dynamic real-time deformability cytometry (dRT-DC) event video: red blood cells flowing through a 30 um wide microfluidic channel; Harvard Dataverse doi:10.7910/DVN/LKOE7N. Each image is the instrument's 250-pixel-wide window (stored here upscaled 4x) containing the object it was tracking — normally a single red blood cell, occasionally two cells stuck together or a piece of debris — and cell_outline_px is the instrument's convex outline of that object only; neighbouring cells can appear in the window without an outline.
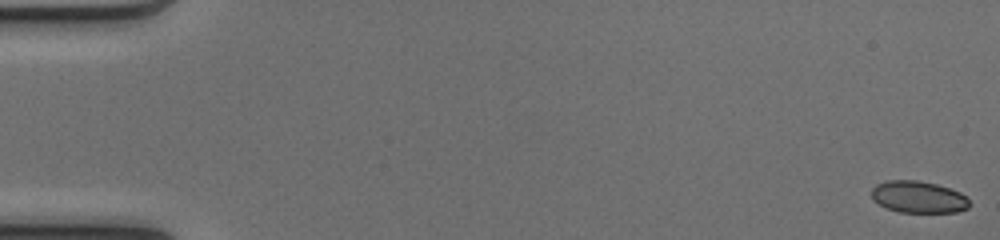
{"species": "common noctule bat (a hibernating species)", "species_latin": "Nyctalus noctula", "temperature_condition": "cold", "stored_images_in_passage": 51, "camera_frame_rate_fps": 3000, "um_per_image_px": 0.085, "animal": {"sex": "female", "body_mass_g": 17.0, "forearm_length_mm": 48.0}, "frame": {"image": 1, "passage_image": 1, "time_ms": 0.0, "image_size_px": [1000, 240], "cell_outline_px": [[968, 208], [956, 212], [900, 212], [888, 208], [872, 200], [872, 188], [876, 184], [888, 180], [916, 180], [936, 184], [960, 192], [968, 200]], "centroid_in_image_um": [78.03, 16.74], "position_along_channel_um": 7.0, "area_um2": 17.98}}
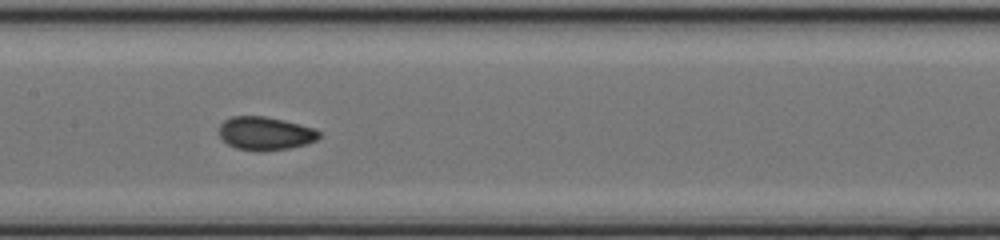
{"frame": {"image": 2, "passage_image": 26, "time_ms": 8.333, "image_size_px": [1000, 240], "cell_outline_px": [[320, 136], [316, 140], [308, 144], [288, 148], [260, 152], [236, 148], [228, 144], [220, 136], [220, 124], [224, 120], [232, 116], [264, 116], [284, 120], [316, 128], [320, 132]], "centroid_in_image_um": [22.57, 11.34], "position_along_channel_um": 184.8, "area_um2": 19.54}}
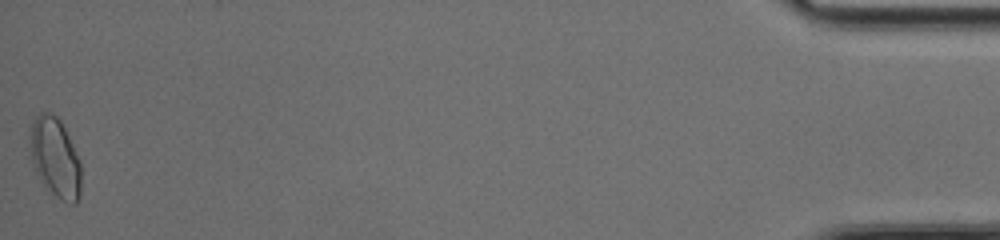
{"frame": {"image": 3, "passage_image": 51, "time_ms": 16.667, "image_size_px": [1000, 240], "cell_outline_px": [[80, 196], [76, 204], [68, 204], [56, 196], [52, 192], [36, 172], [32, 160], [28, 136], [32, 124], [36, 116], [40, 112], [52, 112], [60, 120], [80, 160]], "centroid_in_image_um": [4.69, 13.37], "position_along_channel_um": 430.5, "area_um2": 23.47}, "authors_computed_cell_mechanics": {"area_um2": 19.074, "velocity_mm_per_s": 4.1207, "shape_relaxation_time_tau1_ms": 5.5114, "shape_relaxation_time_tau2_ms": 1.0549, "deformation_change_tau1": 0.1228, "deformation_change_tau2": 0.0522}}